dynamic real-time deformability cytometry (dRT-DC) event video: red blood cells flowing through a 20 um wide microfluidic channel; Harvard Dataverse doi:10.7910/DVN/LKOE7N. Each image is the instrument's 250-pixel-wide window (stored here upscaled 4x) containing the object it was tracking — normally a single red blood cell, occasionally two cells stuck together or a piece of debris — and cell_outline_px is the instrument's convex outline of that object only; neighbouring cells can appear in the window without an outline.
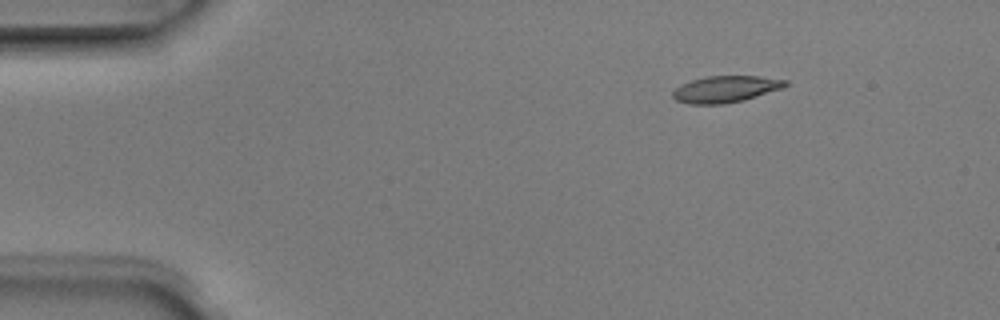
{"species": "Egyptian fruit bat (a non-hibernating species)", "species_latin": "Rousettus aegyptiacus", "temperature_condition": "room temperature", "stored_images_in_passage": 4, "camera_frame_rate_fps": 3000, "um_per_image_px": 0.085, "animal": {"sex": "male"}, "frame": {"image": 1, "passage_image": 1, "time_ms": 0.0, "image_size_px": [1000, 320], "cell_outline_px": [[788, 84], [784, 88], [744, 100], [724, 104], [688, 104], [676, 100], [672, 96], [672, 92], [676, 88], [692, 80], [704, 76], [760, 76], [788, 80]], "centroid_in_image_um": [61.71, 7.57], "position_along_channel_um": 23.3, "area_um2": 17.51}}
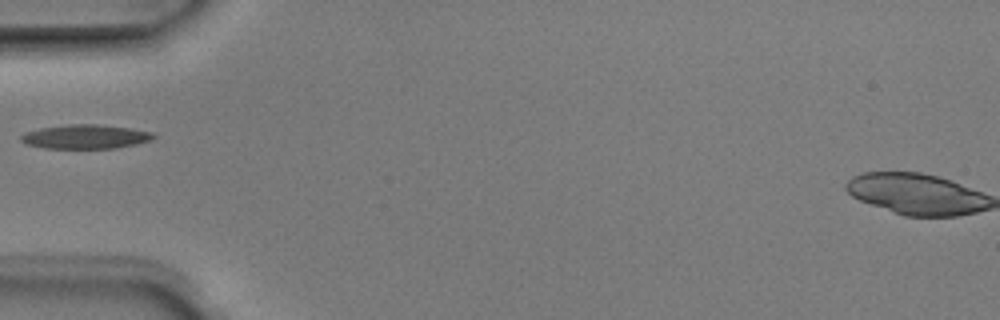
{"frame": {"image": 2, "passage_image": 3, "time_ms": 0.667, "image_size_px": [1000, 320], "cell_outline_px": [[156, 136], [152, 140], [136, 144], [116, 148], [44, 148], [24, 144], [20, 140], [20, 136], [24, 132], [40, 128], [68, 124], [96, 124], [132, 128], [152, 132]], "centroid_in_image_um": [7.25, 11.61], "position_along_channel_um": 77.8, "area_um2": 18.79}}
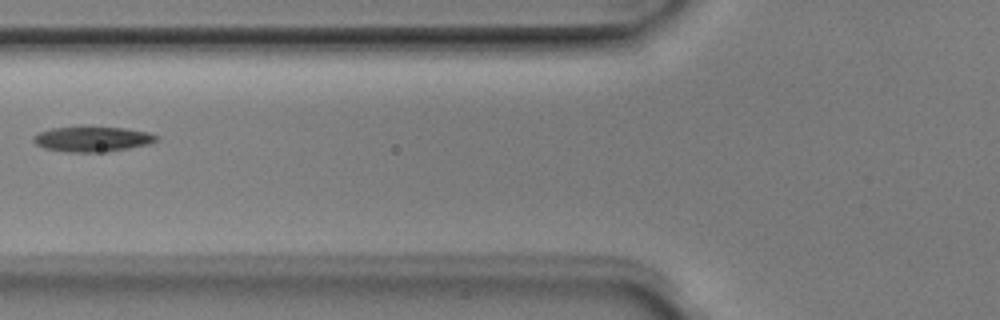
{"frame": {"image": 3, "passage_image": 4, "time_ms": 1.0, "image_size_px": [1000, 320], "cell_outline_px": [[160, 136], [156, 140], [148, 144], [128, 148], [104, 152], [68, 152], [44, 148], [36, 144], [32, 140], [32, 136], [40, 132], [52, 128], [80, 124], [124, 128], [148, 132]], "centroid_in_image_um": [7.81, 11.78], "position_along_channel_um": 118.0, "area_um2": 18.67}}